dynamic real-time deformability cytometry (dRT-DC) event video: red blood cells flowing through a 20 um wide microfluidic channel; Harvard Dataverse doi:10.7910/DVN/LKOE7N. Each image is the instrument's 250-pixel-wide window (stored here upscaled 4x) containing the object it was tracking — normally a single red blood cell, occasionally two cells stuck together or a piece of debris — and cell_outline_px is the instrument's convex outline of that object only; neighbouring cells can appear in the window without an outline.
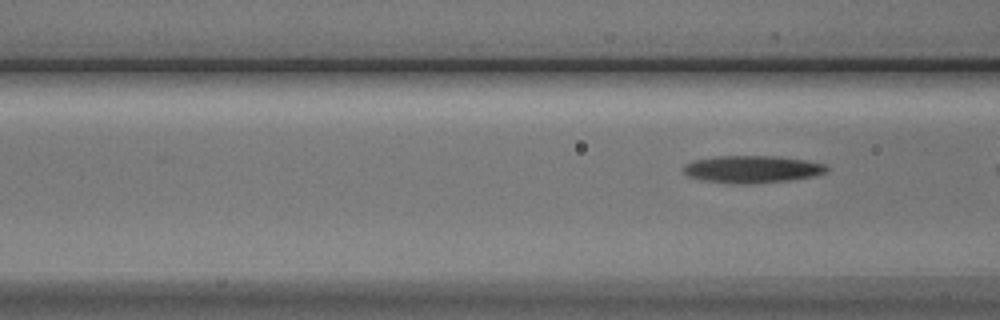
{"species": "Egyptian fruit bat (a non-hibernating species)", "species_latin": "Rousettus aegyptiacus", "temperature_condition": "cold", "stored_images_in_passage": 4, "camera_frame_rate_fps": 3000, "um_per_image_px": 0.085, "animal": {"sex": "male"}, "frame": {"image": 1, "passage_image": 4, "time_ms": 4.333, "image_size_px": [1000, 320], "cell_outline_px": [[828, 172], [816, 176], [788, 180], [744, 184], [732, 184], [708, 180], [688, 176], [684, 172], [684, 164], [692, 160], [716, 156], [772, 156], [804, 160], [824, 164], [828, 168]], "centroid_in_image_um": [63.93, 14.38], "position_along_channel_um": 102.7, "area_um2": 22.6}}